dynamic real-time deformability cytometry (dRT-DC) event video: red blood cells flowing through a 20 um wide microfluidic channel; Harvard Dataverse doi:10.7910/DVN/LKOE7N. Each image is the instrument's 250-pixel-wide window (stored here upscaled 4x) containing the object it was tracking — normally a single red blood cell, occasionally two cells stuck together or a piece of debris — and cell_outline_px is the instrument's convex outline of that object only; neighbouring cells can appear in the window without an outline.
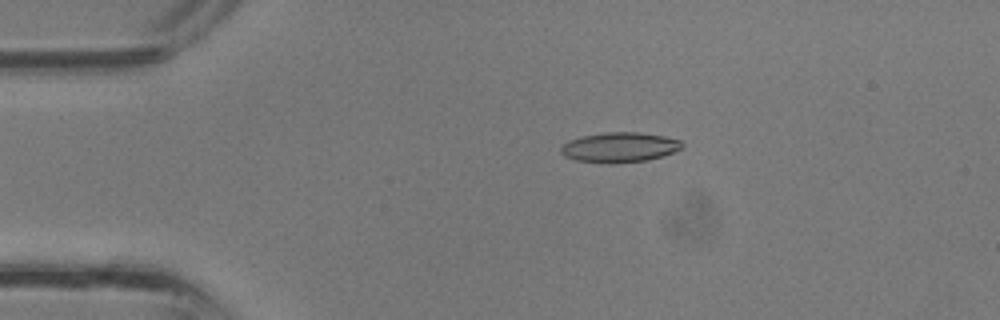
{"species": "common noctule bat (a hibernating species)", "species_latin": "Nyctalus noctula", "temperature_condition": "room temperature", "stored_images_in_passage": 31, "camera_frame_rate_fps": 3000, "um_per_image_px": 0.085, "animal": {"sex": "male", "body_mass_g": 13.3}, "frame": {"image": 1, "passage_image": 2, "time_ms": 0.333, "image_size_px": [1000, 320], "cell_outline_px": [[684, 144], [680, 148], [672, 152], [648, 160], [616, 164], [608, 164], [576, 160], [564, 156], [560, 152], [560, 148], [568, 140], [580, 136], [604, 132], [640, 132], [664, 136], [680, 140]], "centroid_in_image_um": [52.62, 12.52], "position_along_channel_um": 32.4, "area_um2": 21.33}}
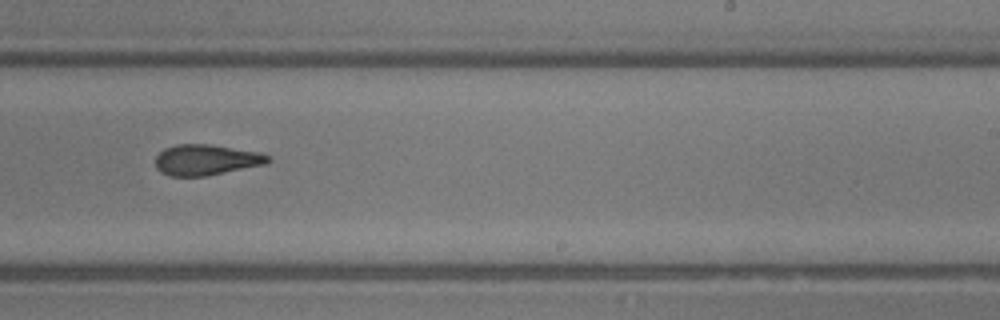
{"frame": {"image": 2, "passage_image": 17, "time_ms": 5.333, "image_size_px": [1000, 320], "cell_outline_px": [[272, 160], [264, 164], [208, 176], [168, 176], [160, 172], [156, 168], [156, 156], [164, 148], [176, 144], [212, 144], [260, 152], [268, 156]], "centroid_in_image_um": [17.5, 13.58], "position_along_channel_um": 271.5, "area_um2": 20.29}}
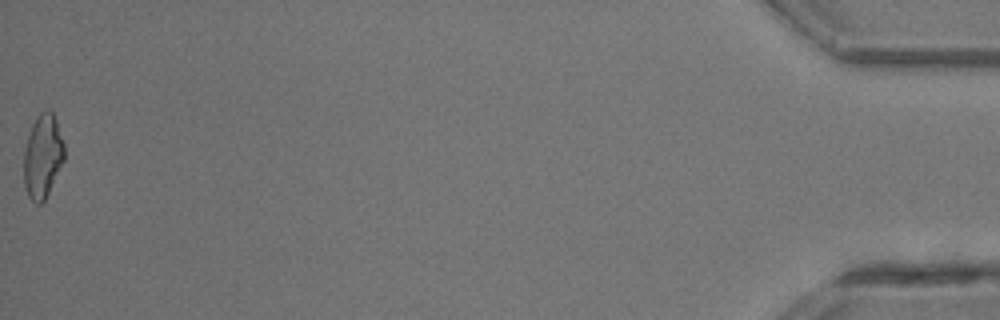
{"frame": {"image": 3, "passage_image": 31, "time_ms": 10.0, "image_size_px": [1000, 320], "cell_outline_px": [[64, 160], [44, 200], [40, 204], [36, 204], [28, 196], [24, 184], [24, 148], [32, 124], [36, 116], [44, 108], [48, 108], [52, 112], [56, 120], [64, 144]], "centroid_in_image_um": [3.62, 13.24], "position_along_channel_um": 431.6, "area_um2": 19.71}}